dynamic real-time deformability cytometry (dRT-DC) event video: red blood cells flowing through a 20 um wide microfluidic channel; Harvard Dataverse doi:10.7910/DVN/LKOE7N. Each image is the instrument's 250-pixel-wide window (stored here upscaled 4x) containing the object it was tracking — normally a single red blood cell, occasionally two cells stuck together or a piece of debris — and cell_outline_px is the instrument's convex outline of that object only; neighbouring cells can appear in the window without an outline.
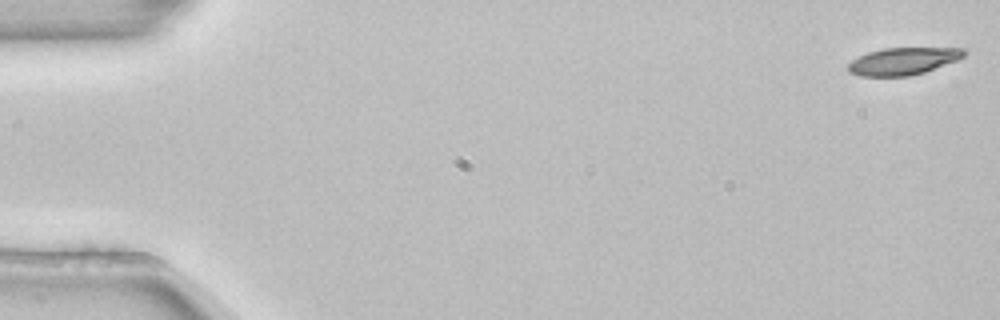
{"species": "common noctule bat (a hibernating species)", "species_latin": "Nyctalus noctula", "temperature_condition": "room temperature", "stored_images_in_passage": 53, "camera_frame_rate_fps": 3000, "um_per_image_px": 0.085, "animal": {"sex": "female", "body_mass_g": 22.7, "forearm_length_mm": 54.2}, "frame": {"image": 1, "passage_image": 1, "time_ms": 0.0, "image_size_px": [1000, 320], "cell_outline_px": [[968, 52], [964, 56], [956, 60], [924, 72], [908, 76], [860, 76], [848, 72], [848, 64], [852, 60], [868, 52], [884, 48], [968, 48]], "centroid_in_image_um": [76.77, 5.19], "position_along_channel_um": 8.2, "area_um2": 18.32}}
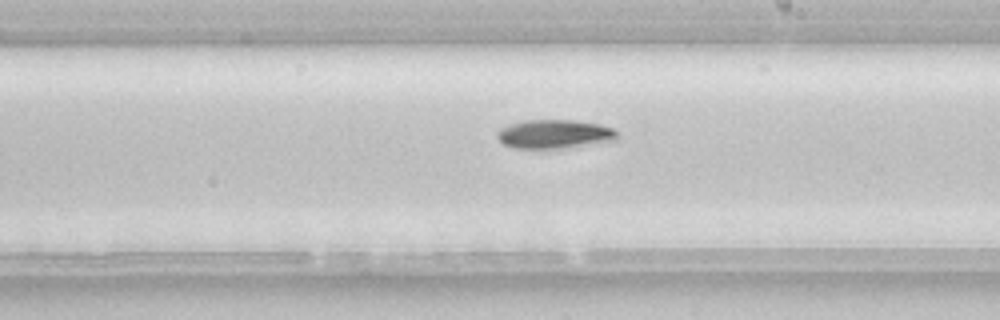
{"frame": {"image": 2, "passage_image": 31, "time_ms": 10.0, "image_size_px": [1000, 320], "cell_outline_px": [[616, 140], [564, 148], [512, 148], [504, 144], [496, 136], [496, 132], [500, 128], [524, 120], [576, 120], [600, 124], [612, 128], [616, 132]], "centroid_in_image_um": [47.1, 11.39], "position_along_channel_um": 241.9, "area_um2": 20.06}}
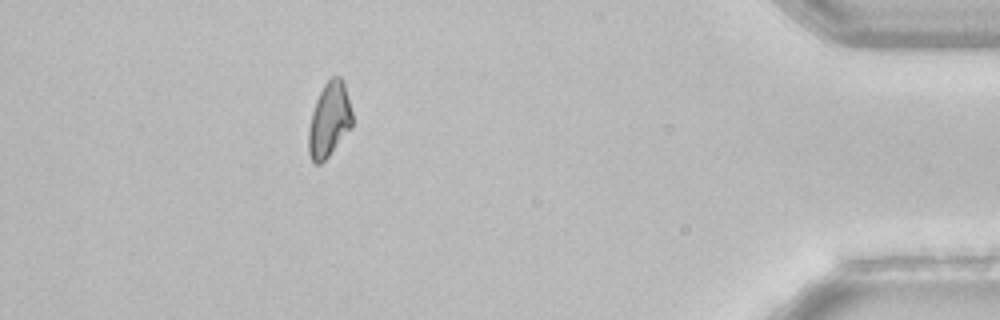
{"frame": {"image": 3, "passage_image": 48, "time_ms": 15.667, "image_size_px": [1000, 320], "cell_outline_px": [[352, 128], [328, 156], [320, 164], [316, 164], [312, 160], [308, 152], [308, 128], [312, 112], [316, 100], [324, 84], [332, 76], [340, 76], [344, 84], [352, 112]], "centroid_in_image_um": [27.98, 10.19], "position_along_channel_um": 407.2, "area_um2": 18.96}, "authors_computed_cell_mechanics": {"area_um2": 19.7098, "velocity_mm_per_s": 3.8485, "shape_relaxation_time_tau1_ms": 6.4906, "shape_relaxation_time_tau2_ms": null, "deformation_change_tau1": 0.1337, "deformation_change_tau2": null}}